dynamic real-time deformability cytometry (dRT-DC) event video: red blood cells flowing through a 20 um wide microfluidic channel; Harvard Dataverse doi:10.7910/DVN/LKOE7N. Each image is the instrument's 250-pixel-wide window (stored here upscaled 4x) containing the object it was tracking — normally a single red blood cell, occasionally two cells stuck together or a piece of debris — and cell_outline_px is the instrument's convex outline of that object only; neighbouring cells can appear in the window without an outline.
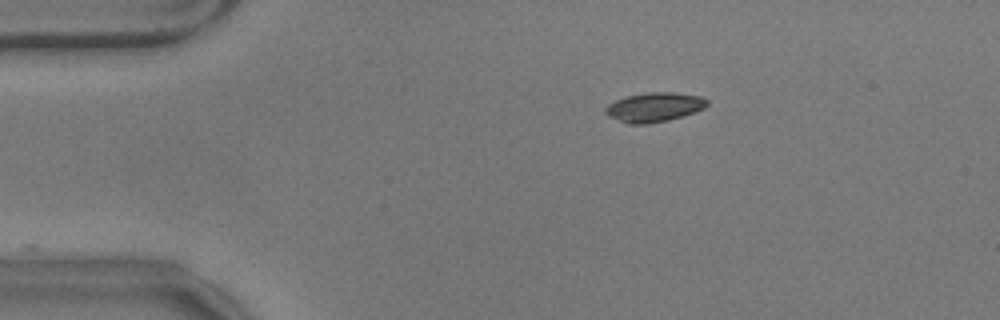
{"species": "common noctule bat (a hibernating species)", "species_latin": "Nyctalus noctula", "temperature_condition": "warm", "stored_images_in_passage": 48, "camera_frame_rate_fps": 3000, "um_per_image_px": 0.085, "animal": {"sex": "male", "body_mass_g": 17.9}, "frame": {"image": 1, "passage_image": 1, "time_ms": 0.0, "image_size_px": [1000, 320], "cell_outline_px": [[708, 104], [704, 108], [668, 120], [648, 124], [628, 124], [608, 116], [604, 112], [604, 108], [608, 104], [616, 100], [628, 96], [652, 92], [672, 92], [700, 96], [708, 100]], "centroid_in_image_um": [55.58, 9.11], "position_along_channel_um": 29.4, "area_um2": 17.17}}
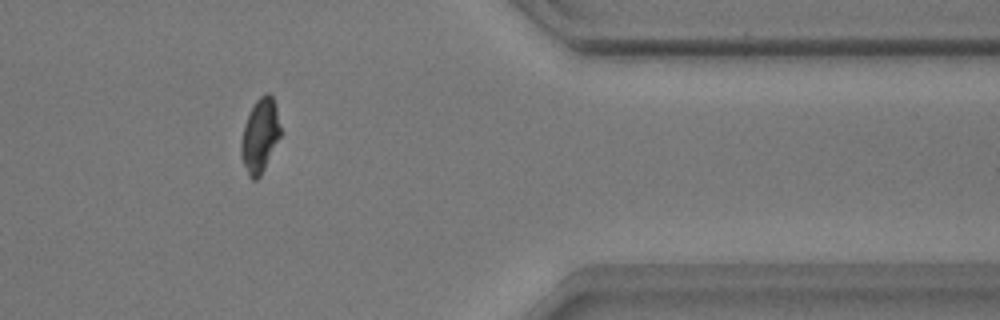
{"frame": {"image": 2, "passage_image": 38, "time_ms": 12.333, "image_size_px": [1000, 320], "cell_outline_px": [[280, 136], [260, 176], [256, 180], [252, 180], [248, 176], [240, 156], [240, 140], [244, 124], [256, 100], [264, 92], [268, 92], [272, 96], [276, 108], [280, 128]], "centroid_in_image_um": [22.06, 11.53], "position_along_channel_um": 389.3, "area_um2": 16.82}}
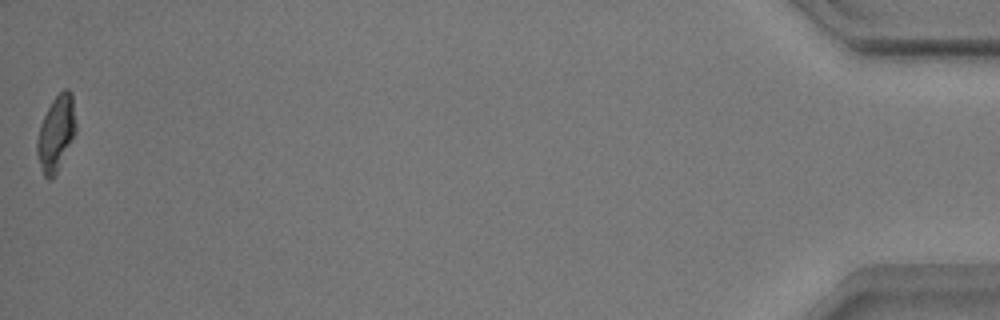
{"frame": {"image": 3, "passage_image": 48, "time_ms": 15.667, "image_size_px": [1000, 320], "cell_outline_px": [[76, 132], [56, 176], [52, 180], [48, 180], [44, 176], [36, 152], [36, 140], [40, 124], [52, 100], [64, 88], [68, 88], [72, 92], [76, 124]], "centroid_in_image_um": [4.77, 11.35], "position_along_channel_um": 430.4, "area_um2": 17.28}, "authors_computed_cell_mechanics": {"area_um2": 16.8198, "velocity_mm_per_s": 3.4921, "shape_relaxation_time_tau1_ms": 4.147, "shape_relaxation_time_tau2_ms": null, "deformation_change_tau1": 0.2175, "deformation_change_tau2": null}}